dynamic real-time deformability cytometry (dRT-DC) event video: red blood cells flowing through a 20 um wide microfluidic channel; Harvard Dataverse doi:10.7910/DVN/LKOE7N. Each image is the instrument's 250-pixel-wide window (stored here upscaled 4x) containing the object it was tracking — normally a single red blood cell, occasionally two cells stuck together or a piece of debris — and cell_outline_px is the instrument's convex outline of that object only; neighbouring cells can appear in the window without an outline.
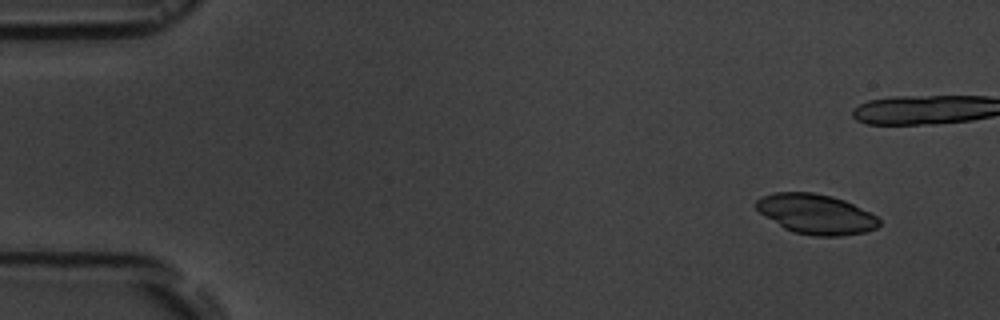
{"species": "common noctule bat (a hibernating species)", "species_latin": "Nyctalus noctula", "temperature_condition": "room temperature", "stored_images_in_passage": 7, "camera_frame_rate_fps": 3000, "um_per_image_px": 0.085, "animal": {"sex": "male", "body_mass_g": 19.5, "forearm_length_mm": 54.6}, "frame": {"image": 1, "passage_image": 2, "time_ms": 1.0, "image_size_px": [1000, 320], "cell_outline_px": [[880, 224], [876, 228], [864, 232], [840, 236], [816, 236], [796, 232], [784, 228], [760, 212], [756, 208], [756, 200], [764, 196], [776, 192], [812, 192], [832, 196], [844, 200], [876, 216], [880, 220]], "centroid_in_image_um": [69.37, 18.19], "position_along_channel_um": 15.6, "area_um2": 28.15}}